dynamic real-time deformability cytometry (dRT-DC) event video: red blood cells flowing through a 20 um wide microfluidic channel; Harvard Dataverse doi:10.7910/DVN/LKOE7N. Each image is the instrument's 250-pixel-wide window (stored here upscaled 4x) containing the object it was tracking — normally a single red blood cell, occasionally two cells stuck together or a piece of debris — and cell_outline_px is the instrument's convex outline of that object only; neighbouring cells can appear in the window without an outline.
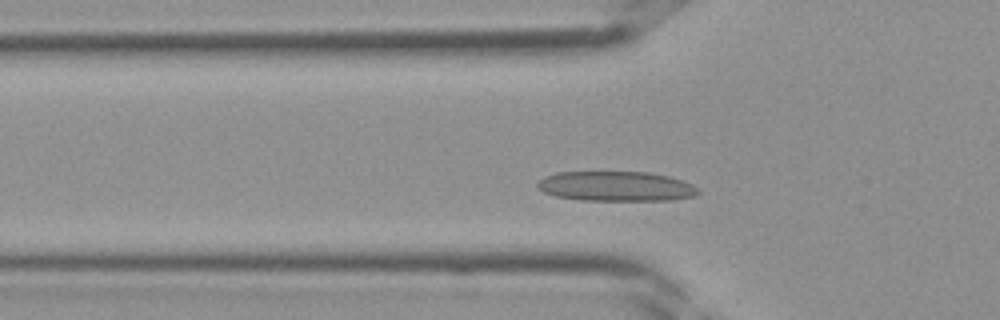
{"species": "Egyptian fruit bat (a non-hibernating species)", "species_latin": "Rousettus aegyptiacus", "temperature_condition": "room temperature", "stored_images_in_passage": 34, "camera_frame_rate_fps": 3000, "um_per_image_px": 0.085, "frame": {"image": 1, "passage_image": 7, "time_ms": 2.0, "image_size_px": [1000, 320], "cell_outline_px": [[700, 192], [696, 196], [672, 200], [580, 200], [556, 196], [544, 192], [536, 184], [544, 176], [556, 172], [648, 172], [668, 176], [692, 184]], "centroid_in_image_um": [52.36, 15.83], "position_along_channel_um": 73.4, "area_um2": 27.86}}
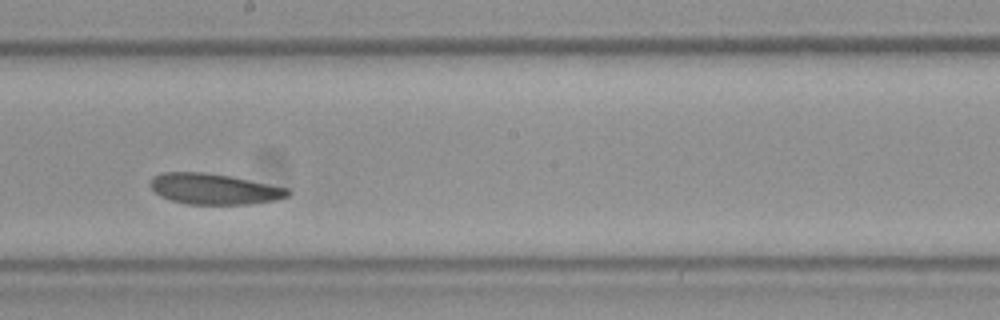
{"frame": {"image": 2, "passage_image": 16, "time_ms": 5.0, "image_size_px": [1000, 320], "cell_outline_px": [[292, 192], [288, 196], [276, 200], [252, 204], [184, 204], [160, 196], [148, 184], [152, 176], [164, 172], [204, 172], [228, 176], [292, 188]], "centroid_in_image_um": [18.22, 16.06], "position_along_channel_um": 230.0, "area_um2": 24.85}}
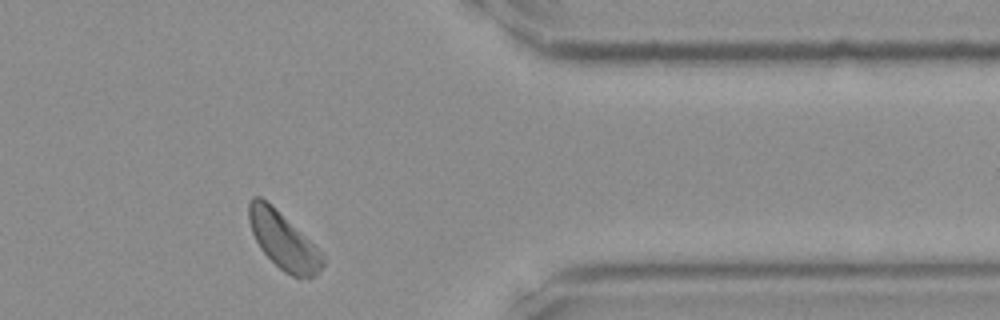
{"frame": {"image": 3, "passage_image": 26, "time_ms": 8.333, "image_size_px": [1000, 320], "cell_outline_px": [[324, 264], [308, 280], [292, 276], [284, 272], [260, 248], [252, 232], [248, 220], [248, 204], [252, 196], [260, 196], [324, 252]], "centroid_in_image_um": [24.09, 20.47], "position_along_channel_um": 387.3, "area_um2": 24.22}}